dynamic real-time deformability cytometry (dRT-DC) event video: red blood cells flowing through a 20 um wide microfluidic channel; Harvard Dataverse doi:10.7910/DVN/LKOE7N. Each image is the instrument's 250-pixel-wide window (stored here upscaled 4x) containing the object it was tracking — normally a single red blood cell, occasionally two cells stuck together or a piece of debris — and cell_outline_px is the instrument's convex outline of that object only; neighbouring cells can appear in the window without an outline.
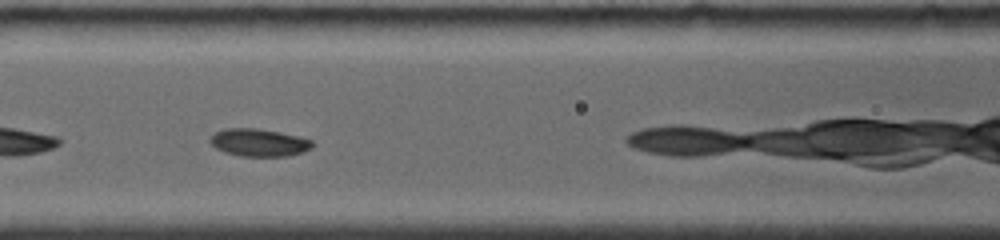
{"species": "common noctule bat (a hibernating species)", "species_latin": "Nyctalus noctula", "temperature_condition": "room temperature", "stored_images_in_passage": 16, "camera_frame_rate_fps": 4000, "um_per_image_px": 0.085, "animal": {"sex": "female", "body_mass_g": 19.0, "forearm_length_mm": 56.7}, "frame": {"image": 1, "passage_image": 7, "time_ms": 2.75, "image_size_px": [1000, 240], "cell_outline_px": [[312, 148], [304, 152], [284, 156], [240, 156], [224, 152], [216, 148], [208, 140], [216, 132], [224, 128], [256, 128], [280, 132], [312, 140]], "centroid_in_image_um": [21.99, 12.12], "position_along_channel_um": 144.6, "area_um2": 16.36}}
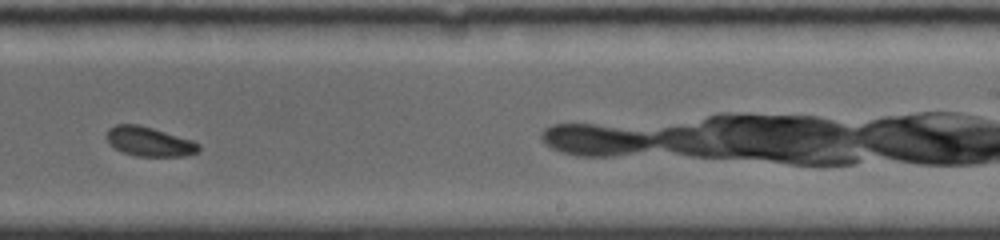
{"frame": {"image": 2, "passage_image": 12, "time_ms": 6.25, "image_size_px": [1000, 240], "cell_outline_px": [[200, 148], [196, 152], [184, 156], [136, 156], [124, 152], [116, 148], [108, 140], [108, 128], [116, 124], [136, 124], [152, 128], [192, 140], [200, 144]], "centroid_in_image_um": [12.71, 12.03], "position_along_channel_um": 276.3, "area_um2": 15.43}}
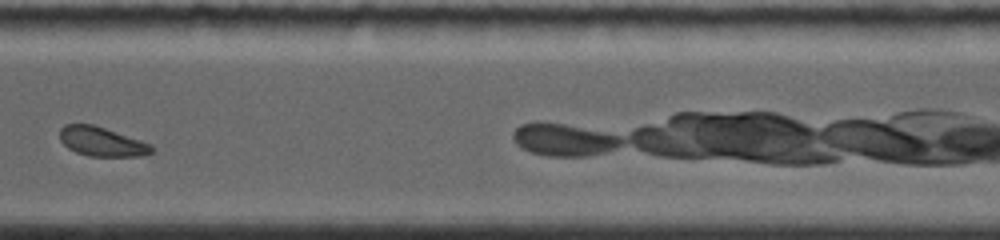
{"frame": {"image": 3, "passage_image": 14, "time_ms": 8.5, "image_size_px": [1000, 240], "cell_outline_px": [[156, 148], [152, 152], [144, 156], [88, 156], [76, 152], [68, 148], [60, 140], [60, 128], [64, 124], [92, 124], [152, 144]], "centroid_in_image_um": [8.66, 12.05], "position_along_channel_um": 361.9, "area_um2": 15.66}, "authors_computed_cell_mechanics": {"area_um2": 16.2996, "velocity_mm_per_s": 3.7744, "shape_relaxation_time_tau1_ms": 3.1738, "shape_relaxation_time_tau2_ms": null, "deformation_change_tau1": 0.0832, "deformation_change_tau2": null}}